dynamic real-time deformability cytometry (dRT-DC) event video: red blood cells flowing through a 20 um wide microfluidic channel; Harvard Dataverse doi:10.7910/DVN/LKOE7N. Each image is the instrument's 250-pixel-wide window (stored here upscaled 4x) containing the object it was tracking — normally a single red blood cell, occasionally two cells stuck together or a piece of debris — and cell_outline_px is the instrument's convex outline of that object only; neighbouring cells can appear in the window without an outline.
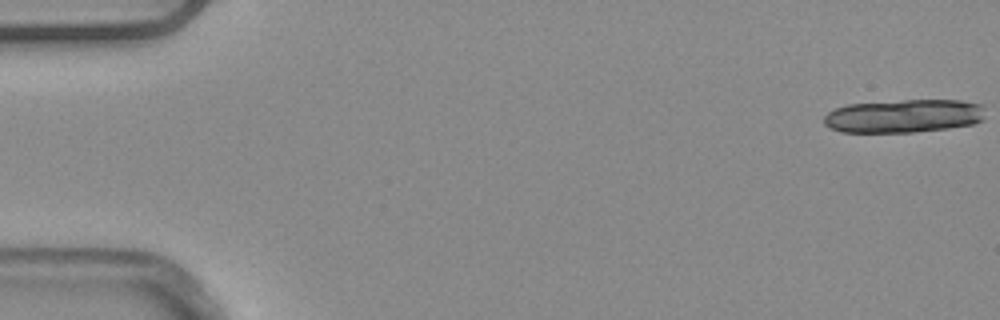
{"species": "common noctule bat (a hibernating species)", "species_latin": "Nyctalus noctula", "temperature_condition": "warm", "stored_images_in_passage": 5, "camera_frame_rate_fps": 3000, "um_per_image_px": 0.085, "animal": {"sex": "male", "body_mass_g": 20.4}, "frame": {"image": 1, "passage_image": 1, "time_ms": 0.0, "image_size_px": [1000, 320], "cell_outline_px": [[984, 104], [980, 120], [972, 124], [948, 128], [912, 132], [840, 132], [824, 124], [824, 116], [828, 112], [836, 108], [848, 104], [904, 100], [960, 100]], "centroid_in_image_um": [76.79, 9.85], "position_along_channel_um": 8.2, "area_um2": 31.15}}